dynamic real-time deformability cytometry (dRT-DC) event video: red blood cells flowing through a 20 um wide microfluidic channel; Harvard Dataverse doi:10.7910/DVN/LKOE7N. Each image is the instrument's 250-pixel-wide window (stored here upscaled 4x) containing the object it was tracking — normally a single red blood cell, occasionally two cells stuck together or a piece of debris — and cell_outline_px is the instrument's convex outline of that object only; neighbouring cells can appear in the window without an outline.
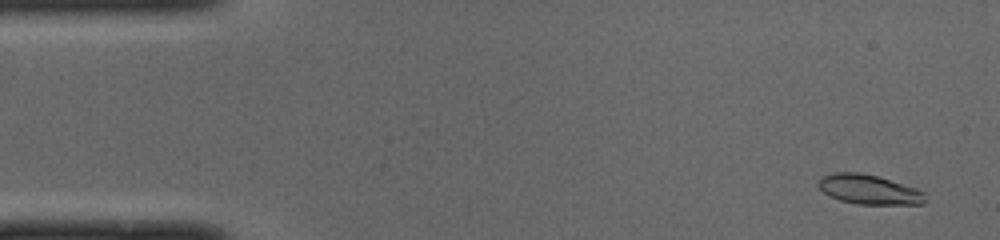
{"species": "common noctule bat (a hibernating species)", "species_latin": "Nyctalus noctula", "temperature_condition": "cold", "stored_images_in_passage": 50, "camera_frame_rate_fps": 3000, "um_per_image_px": 0.085, "animal": {"sex": "male", "body_mass_g": 19.0, "forearm_length_mm": 50.8}, "frame": {"image": 1, "passage_image": 3, "time_ms": 0.667, "image_size_px": [1000, 240], "cell_outline_px": [[928, 200], [924, 204], [856, 204], [840, 200], [824, 192], [816, 184], [820, 176], [836, 172], [860, 172], [876, 176], [916, 188], [924, 192]], "centroid_in_image_um": [73.87, 16.11], "position_along_channel_um": 11.1, "area_um2": 18.44}}
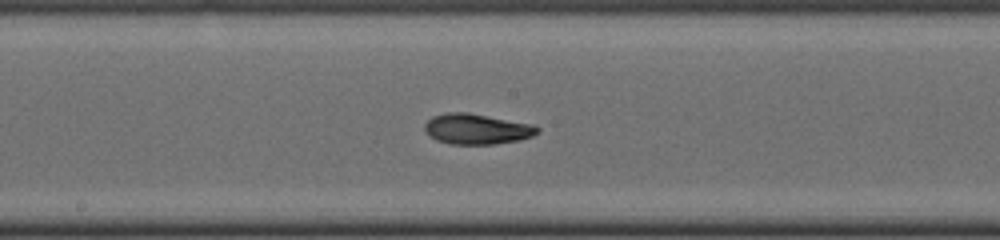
{"frame": {"image": 2, "passage_image": 26, "time_ms": 8.333, "image_size_px": [1000, 240], "cell_outline_px": [[540, 132], [532, 136], [520, 140], [496, 144], [448, 144], [436, 140], [428, 136], [424, 132], [424, 124], [432, 116], [448, 112], [468, 112], [536, 124], [540, 128]], "centroid_in_image_um": [40.54, 10.96], "position_along_channel_um": 207.7, "area_um2": 20.52}}
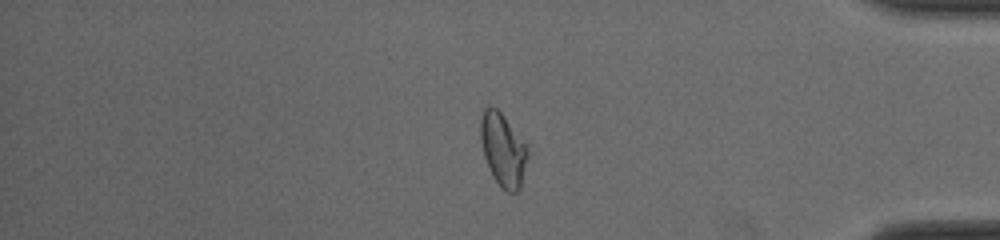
{"frame": {"image": 3, "passage_image": 42, "time_ms": 13.667, "image_size_px": [1000, 240], "cell_outline_px": [[528, 156], [520, 188], [516, 192], [508, 192], [500, 188], [492, 176], [484, 156], [480, 140], [480, 120], [484, 108], [488, 104], [496, 108], [504, 116], [524, 144], [528, 152]], "centroid_in_image_um": [42.72, 12.74], "position_along_channel_um": 392.5, "area_um2": 19.88}, "authors_computed_cell_mechanics": {"area_um2": 19.5364, "velocity_mm_per_s": 4.0222, "shape_relaxation_time_tau1_ms": 7.3168, "shape_relaxation_time_tau2_ms": 5.0126, "deformation_change_tau1": 0.209, "deformation_change_tau2": 0.1093}}